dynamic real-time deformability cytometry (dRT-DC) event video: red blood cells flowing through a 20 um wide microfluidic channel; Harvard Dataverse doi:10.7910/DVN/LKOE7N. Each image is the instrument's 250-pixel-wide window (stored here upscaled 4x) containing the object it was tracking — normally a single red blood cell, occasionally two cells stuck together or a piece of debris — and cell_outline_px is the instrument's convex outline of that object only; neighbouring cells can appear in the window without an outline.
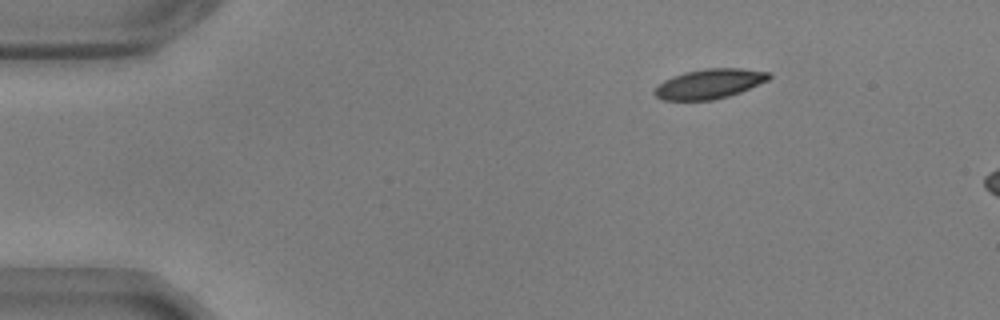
{"species": "common noctule bat (a hibernating species)", "species_latin": "Nyctalus noctula", "temperature_condition": "warm", "stored_images_in_passage": 10, "camera_frame_rate_fps": 3000, "um_per_image_px": 0.085, "animal": {"sex": "male", "body_mass_g": 17.9, "forearm_length_mm": 54.2}, "frame": {"image": 1, "passage_image": 1, "time_ms": 0.0, "image_size_px": [1000, 320], "cell_outline_px": [[772, 76], [768, 80], [740, 92], [728, 96], [712, 100], [664, 100], [656, 96], [652, 92], [664, 80], [672, 76], [684, 72], [704, 68], [740, 68], [768, 72]], "centroid_in_image_um": [60.29, 7.12], "position_along_channel_um": 24.7, "area_um2": 19.71}}